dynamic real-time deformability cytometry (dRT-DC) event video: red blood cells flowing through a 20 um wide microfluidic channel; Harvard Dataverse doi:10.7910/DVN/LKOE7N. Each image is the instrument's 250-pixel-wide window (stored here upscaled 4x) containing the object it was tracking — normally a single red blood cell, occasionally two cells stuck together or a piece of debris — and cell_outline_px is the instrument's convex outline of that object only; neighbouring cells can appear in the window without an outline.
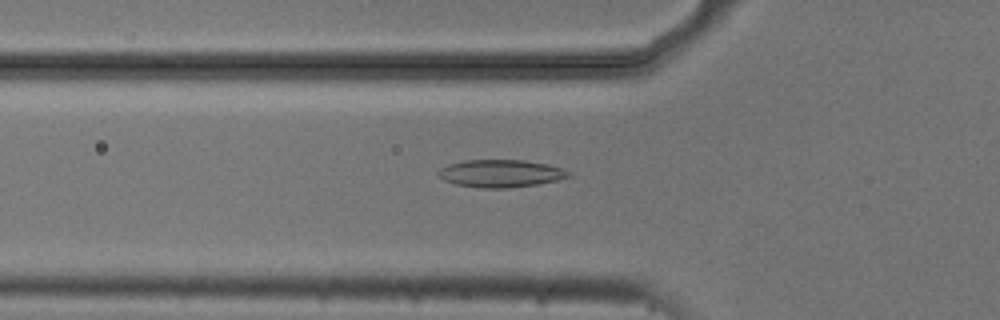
{"species": "common noctule bat (a hibernating species)", "species_latin": "Nyctalus noctula", "temperature_condition": "cold", "stored_images_in_passage": 53, "camera_frame_rate_fps": 3000, "um_per_image_px": 0.085, "animal": {"sex": "male", "body_mass_g": 20.5, "forearm_length_mm": 52.5}, "frame": {"image": 1, "passage_image": 18, "time_ms": 5.667, "image_size_px": [1000, 320], "cell_outline_px": [[572, 176], [556, 180], [536, 184], [508, 188], [480, 188], [456, 184], [444, 180], [436, 172], [440, 168], [448, 164], [464, 160], [524, 160], [548, 164], [572, 172]], "centroid_in_image_um": [42.55, 14.74], "position_along_channel_um": 83.2, "area_um2": 20.92}}
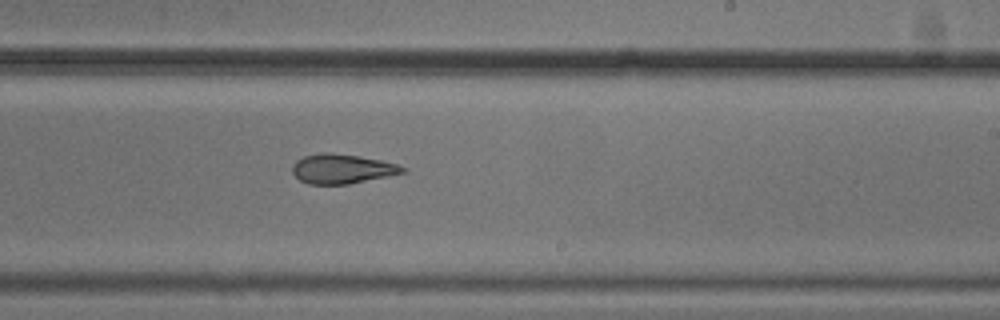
{"frame": {"image": 2, "passage_image": 32, "time_ms": 10.333, "image_size_px": [1000, 320], "cell_outline_px": [[408, 168], [404, 172], [388, 176], [348, 184], [308, 184], [300, 180], [292, 172], [292, 164], [296, 160], [304, 156], [324, 152], [328, 152], [360, 156], [380, 160], [396, 164]], "centroid_in_image_um": [29.05, 14.35], "position_along_channel_um": 259.9, "area_um2": 18.9}}
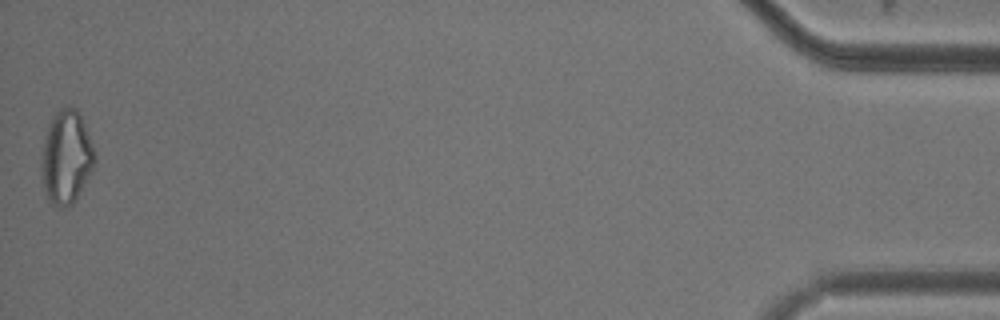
{"frame": {"image": 3, "passage_image": 53, "time_ms": 17.333, "image_size_px": [1000, 320], "cell_outline_px": [[96, 160], [92, 172], [76, 200], [68, 208], [60, 208], [52, 204], [48, 200], [44, 188], [44, 140], [48, 124], [52, 116], [64, 104], [68, 104], [76, 108], [84, 124], [92, 144], [96, 156]], "centroid_in_image_um": [5.68, 13.36], "position_along_channel_um": 429.5, "area_um2": 28.73}, "authors_computed_cell_mechanics": {"area_um2": 21.1548, "velocity_mm_per_s": 3.7661, "shape_relaxation_time_tau1_ms": null, "shape_relaxation_time_tau2_ms": 4.9647, "deformation_change_tau1": null, "deformation_change_tau2": 0.1234}}